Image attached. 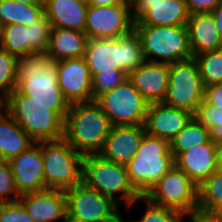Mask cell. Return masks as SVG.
I'll use <instances>...</instances> for the list:
<instances>
[{
	"instance_id": "6da1fadb",
	"label": "cell",
	"mask_w": 222,
	"mask_h": 222,
	"mask_svg": "<svg viewBox=\"0 0 222 222\" xmlns=\"http://www.w3.org/2000/svg\"><path fill=\"white\" fill-rule=\"evenodd\" d=\"M2 102L3 109L33 142L54 141L64 137V120L69 104H41L17 88Z\"/></svg>"
},
{
	"instance_id": "7a4b0ae2",
	"label": "cell",
	"mask_w": 222,
	"mask_h": 222,
	"mask_svg": "<svg viewBox=\"0 0 222 222\" xmlns=\"http://www.w3.org/2000/svg\"><path fill=\"white\" fill-rule=\"evenodd\" d=\"M84 59L92 77L97 73H113V70L129 75L145 62L135 29L117 38L89 39Z\"/></svg>"
},
{
	"instance_id": "3957f363",
	"label": "cell",
	"mask_w": 222,
	"mask_h": 222,
	"mask_svg": "<svg viewBox=\"0 0 222 222\" xmlns=\"http://www.w3.org/2000/svg\"><path fill=\"white\" fill-rule=\"evenodd\" d=\"M111 128L95 101L72 104L64 120L63 138L83 156L98 154Z\"/></svg>"
},
{
	"instance_id": "277c9868",
	"label": "cell",
	"mask_w": 222,
	"mask_h": 222,
	"mask_svg": "<svg viewBox=\"0 0 222 222\" xmlns=\"http://www.w3.org/2000/svg\"><path fill=\"white\" fill-rule=\"evenodd\" d=\"M57 61L45 52L18 59L17 89L41 104H69L58 85Z\"/></svg>"
},
{
	"instance_id": "5b68a950",
	"label": "cell",
	"mask_w": 222,
	"mask_h": 222,
	"mask_svg": "<svg viewBox=\"0 0 222 222\" xmlns=\"http://www.w3.org/2000/svg\"><path fill=\"white\" fill-rule=\"evenodd\" d=\"M174 164L169 141L145 133L126 168L131 185L144 196Z\"/></svg>"
},
{
	"instance_id": "8992f818",
	"label": "cell",
	"mask_w": 222,
	"mask_h": 222,
	"mask_svg": "<svg viewBox=\"0 0 222 222\" xmlns=\"http://www.w3.org/2000/svg\"><path fill=\"white\" fill-rule=\"evenodd\" d=\"M82 182L117 203L115 194L120 193V200L128 207H133L141 197L129 181L126 166L106 160L99 154L84 156Z\"/></svg>"
},
{
	"instance_id": "52a82bcc",
	"label": "cell",
	"mask_w": 222,
	"mask_h": 222,
	"mask_svg": "<svg viewBox=\"0 0 222 222\" xmlns=\"http://www.w3.org/2000/svg\"><path fill=\"white\" fill-rule=\"evenodd\" d=\"M134 29L147 62L170 64L192 57L186 25H134Z\"/></svg>"
},
{
	"instance_id": "ba28073f",
	"label": "cell",
	"mask_w": 222,
	"mask_h": 222,
	"mask_svg": "<svg viewBox=\"0 0 222 222\" xmlns=\"http://www.w3.org/2000/svg\"><path fill=\"white\" fill-rule=\"evenodd\" d=\"M41 154L47 188L66 191L82 182L84 156L64 138L41 142Z\"/></svg>"
},
{
	"instance_id": "9c48e42d",
	"label": "cell",
	"mask_w": 222,
	"mask_h": 222,
	"mask_svg": "<svg viewBox=\"0 0 222 222\" xmlns=\"http://www.w3.org/2000/svg\"><path fill=\"white\" fill-rule=\"evenodd\" d=\"M204 100V86L194 57L169 64V80L163 104L196 114Z\"/></svg>"
},
{
	"instance_id": "30bf717a",
	"label": "cell",
	"mask_w": 222,
	"mask_h": 222,
	"mask_svg": "<svg viewBox=\"0 0 222 222\" xmlns=\"http://www.w3.org/2000/svg\"><path fill=\"white\" fill-rule=\"evenodd\" d=\"M95 102L101 107L112 126L144 125L148 103L128 77Z\"/></svg>"
},
{
	"instance_id": "8fae6325",
	"label": "cell",
	"mask_w": 222,
	"mask_h": 222,
	"mask_svg": "<svg viewBox=\"0 0 222 222\" xmlns=\"http://www.w3.org/2000/svg\"><path fill=\"white\" fill-rule=\"evenodd\" d=\"M144 197L155 205L183 214L198 210V186L175 164Z\"/></svg>"
},
{
	"instance_id": "7c38bea8",
	"label": "cell",
	"mask_w": 222,
	"mask_h": 222,
	"mask_svg": "<svg viewBox=\"0 0 222 222\" xmlns=\"http://www.w3.org/2000/svg\"><path fill=\"white\" fill-rule=\"evenodd\" d=\"M65 194L67 222H113L120 216L119 203L83 182L66 190Z\"/></svg>"
},
{
	"instance_id": "4fadbf2b",
	"label": "cell",
	"mask_w": 222,
	"mask_h": 222,
	"mask_svg": "<svg viewBox=\"0 0 222 222\" xmlns=\"http://www.w3.org/2000/svg\"><path fill=\"white\" fill-rule=\"evenodd\" d=\"M134 23L131 6L127 4L88 5L85 33L89 39L117 38L130 33Z\"/></svg>"
},
{
	"instance_id": "5bb4252c",
	"label": "cell",
	"mask_w": 222,
	"mask_h": 222,
	"mask_svg": "<svg viewBox=\"0 0 222 222\" xmlns=\"http://www.w3.org/2000/svg\"><path fill=\"white\" fill-rule=\"evenodd\" d=\"M131 10L134 25H187L190 16L185 0H138Z\"/></svg>"
},
{
	"instance_id": "9a60e30c",
	"label": "cell",
	"mask_w": 222,
	"mask_h": 222,
	"mask_svg": "<svg viewBox=\"0 0 222 222\" xmlns=\"http://www.w3.org/2000/svg\"><path fill=\"white\" fill-rule=\"evenodd\" d=\"M58 85L69 105L93 101L92 76L84 58L57 61Z\"/></svg>"
},
{
	"instance_id": "2e32d148",
	"label": "cell",
	"mask_w": 222,
	"mask_h": 222,
	"mask_svg": "<svg viewBox=\"0 0 222 222\" xmlns=\"http://www.w3.org/2000/svg\"><path fill=\"white\" fill-rule=\"evenodd\" d=\"M19 195L47 189L43 172L41 142H34L9 161Z\"/></svg>"
},
{
	"instance_id": "e0dca14e",
	"label": "cell",
	"mask_w": 222,
	"mask_h": 222,
	"mask_svg": "<svg viewBox=\"0 0 222 222\" xmlns=\"http://www.w3.org/2000/svg\"><path fill=\"white\" fill-rule=\"evenodd\" d=\"M18 201L34 222H67V198L65 191L45 189L20 195Z\"/></svg>"
},
{
	"instance_id": "ac0fdd59",
	"label": "cell",
	"mask_w": 222,
	"mask_h": 222,
	"mask_svg": "<svg viewBox=\"0 0 222 222\" xmlns=\"http://www.w3.org/2000/svg\"><path fill=\"white\" fill-rule=\"evenodd\" d=\"M194 114L163 103L148 104L145 116V133L170 142L188 123Z\"/></svg>"
},
{
	"instance_id": "d6986e66",
	"label": "cell",
	"mask_w": 222,
	"mask_h": 222,
	"mask_svg": "<svg viewBox=\"0 0 222 222\" xmlns=\"http://www.w3.org/2000/svg\"><path fill=\"white\" fill-rule=\"evenodd\" d=\"M144 125L112 126L101 151L102 158L126 166L139 148Z\"/></svg>"
},
{
	"instance_id": "ffe728a7",
	"label": "cell",
	"mask_w": 222,
	"mask_h": 222,
	"mask_svg": "<svg viewBox=\"0 0 222 222\" xmlns=\"http://www.w3.org/2000/svg\"><path fill=\"white\" fill-rule=\"evenodd\" d=\"M128 79L148 104L162 103L167 93L169 64L145 61Z\"/></svg>"
},
{
	"instance_id": "44dd1931",
	"label": "cell",
	"mask_w": 222,
	"mask_h": 222,
	"mask_svg": "<svg viewBox=\"0 0 222 222\" xmlns=\"http://www.w3.org/2000/svg\"><path fill=\"white\" fill-rule=\"evenodd\" d=\"M218 152L219 147L209 141L181 152L174 163L198 186L215 172Z\"/></svg>"
},
{
	"instance_id": "7402d4cb",
	"label": "cell",
	"mask_w": 222,
	"mask_h": 222,
	"mask_svg": "<svg viewBox=\"0 0 222 222\" xmlns=\"http://www.w3.org/2000/svg\"><path fill=\"white\" fill-rule=\"evenodd\" d=\"M186 26L192 57L222 48V41L212 13L190 14Z\"/></svg>"
},
{
	"instance_id": "603a6c76",
	"label": "cell",
	"mask_w": 222,
	"mask_h": 222,
	"mask_svg": "<svg viewBox=\"0 0 222 222\" xmlns=\"http://www.w3.org/2000/svg\"><path fill=\"white\" fill-rule=\"evenodd\" d=\"M52 27L85 32L88 5L79 0H43Z\"/></svg>"
},
{
	"instance_id": "cb8c5ba5",
	"label": "cell",
	"mask_w": 222,
	"mask_h": 222,
	"mask_svg": "<svg viewBox=\"0 0 222 222\" xmlns=\"http://www.w3.org/2000/svg\"><path fill=\"white\" fill-rule=\"evenodd\" d=\"M88 40L85 32L52 27L46 53L55 61L84 58Z\"/></svg>"
},
{
	"instance_id": "d4e9b609",
	"label": "cell",
	"mask_w": 222,
	"mask_h": 222,
	"mask_svg": "<svg viewBox=\"0 0 222 222\" xmlns=\"http://www.w3.org/2000/svg\"><path fill=\"white\" fill-rule=\"evenodd\" d=\"M33 143L17 122L2 108L0 110V160L9 161Z\"/></svg>"
},
{
	"instance_id": "484cf974",
	"label": "cell",
	"mask_w": 222,
	"mask_h": 222,
	"mask_svg": "<svg viewBox=\"0 0 222 222\" xmlns=\"http://www.w3.org/2000/svg\"><path fill=\"white\" fill-rule=\"evenodd\" d=\"M44 14V4H22L13 0H0V23L5 25L23 24L37 21Z\"/></svg>"
},
{
	"instance_id": "4316f807",
	"label": "cell",
	"mask_w": 222,
	"mask_h": 222,
	"mask_svg": "<svg viewBox=\"0 0 222 222\" xmlns=\"http://www.w3.org/2000/svg\"><path fill=\"white\" fill-rule=\"evenodd\" d=\"M209 130L196 118H193L170 142V152L175 159L181 152L208 143Z\"/></svg>"
},
{
	"instance_id": "83f0119b",
	"label": "cell",
	"mask_w": 222,
	"mask_h": 222,
	"mask_svg": "<svg viewBox=\"0 0 222 222\" xmlns=\"http://www.w3.org/2000/svg\"><path fill=\"white\" fill-rule=\"evenodd\" d=\"M222 209V176L212 173L198 185V210L217 213Z\"/></svg>"
},
{
	"instance_id": "f1b7e54d",
	"label": "cell",
	"mask_w": 222,
	"mask_h": 222,
	"mask_svg": "<svg viewBox=\"0 0 222 222\" xmlns=\"http://www.w3.org/2000/svg\"><path fill=\"white\" fill-rule=\"evenodd\" d=\"M203 86L222 84V48L195 55Z\"/></svg>"
},
{
	"instance_id": "f546056e",
	"label": "cell",
	"mask_w": 222,
	"mask_h": 222,
	"mask_svg": "<svg viewBox=\"0 0 222 222\" xmlns=\"http://www.w3.org/2000/svg\"><path fill=\"white\" fill-rule=\"evenodd\" d=\"M194 118L209 130L210 141L220 147L222 145V105L214 107L203 100Z\"/></svg>"
},
{
	"instance_id": "4dcf8cb0",
	"label": "cell",
	"mask_w": 222,
	"mask_h": 222,
	"mask_svg": "<svg viewBox=\"0 0 222 222\" xmlns=\"http://www.w3.org/2000/svg\"><path fill=\"white\" fill-rule=\"evenodd\" d=\"M3 50L18 58L29 54L28 27L23 24L3 26Z\"/></svg>"
},
{
	"instance_id": "1f68e13d",
	"label": "cell",
	"mask_w": 222,
	"mask_h": 222,
	"mask_svg": "<svg viewBox=\"0 0 222 222\" xmlns=\"http://www.w3.org/2000/svg\"><path fill=\"white\" fill-rule=\"evenodd\" d=\"M18 57L8 51H0V100H4L17 88Z\"/></svg>"
},
{
	"instance_id": "d6a6232c",
	"label": "cell",
	"mask_w": 222,
	"mask_h": 222,
	"mask_svg": "<svg viewBox=\"0 0 222 222\" xmlns=\"http://www.w3.org/2000/svg\"><path fill=\"white\" fill-rule=\"evenodd\" d=\"M27 27L29 35V53H45L49 45L52 30V24L48 17L43 14L37 21L31 23Z\"/></svg>"
},
{
	"instance_id": "836d02e7",
	"label": "cell",
	"mask_w": 222,
	"mask_h": 222,
	"mask_svg": "<svg viewBox=\"0 0 222 222\" xmlns=\"http://www.w3.org/2000/svg\"><path fill=\"white\" fill-rule=\"evenodd\" d=\"M139 201L146 205V211L142 218L133 222H184L183 213L172 208L158 206L150 202L144 196Z\"/></svg>"
},
{
	"instance_id": "e575fe53",
	"label": "cell",
	"mask_w": 222,
	"mask_h": 222,
	"mask_svg": "<svg viewBox=\"0 0 222 222\" xmlns=\"http://www.w3.org/2000/svg\"><path fill=\"white\" fill-rule=\"evenodd\" d=\"M128 75L122 70H113V73H97L92 77L93 101L100 95L111 91L121 84Z\"/></svg>"
},
{
	"instance_id": "d590c367",
	"label": "cell",
	"mask_w": 222,
	"mask_h": 222,
	"mask_svg": "<svg viewBox=\"0 0 222 222\" xmlns=\"http://www.w3.org/2000/svg\"><path fill=\"white\" fill-rule=\"evenodd\" d=\"M20 195L7 160H0V203L18 201Z\"/></svg>"
},
{
	"instance_id": "8d00e7d4",
	"label": "cell",
	"mask_w": 222,
	"mask_h": 222,
	"mask_svg": "<svg viewBox=\"0 0 222 222\" xmlns=\"http://www.w3.org/2000/svg\"><path fill=\"white\" fill-rule=\"evenodd\" d=\"M0 222H34L19 201L0 203Z\"/></svg>"
},
{
	"instance_id": "74e56055",
	"label": "cell",
	"mask_w": 222,
	"mask_h": 222,
	"mask_svg": "<svg viewBox=\"0 0 222 222\" xmlns=\"http://www.w3.org/2000/svg\"><path fill=\"white\" fill-rule=\"evenodd\" d=\"M222 0H185L190 14L211 13Z\"/></svg>"
},
{
	"instance_id": "f35d334b",
	"label": "cell",
	"mask_w": 222,
	"mask_h": 222,
	"mask_svg": "<svg viewBox=\"0 0 222 222\" xmlns=\"http://www.w3.org/2000/svg\"><path fill=\"white\" fill-rule=\"evenodd\" d=\"M204 101L214 107L222 105V84L204 87Z\"/></svg>"
},
{
	"instance_id": "ab89813d",
	"label": "cell",
	"mask_w": 222,
	"mask_h": 222,
	"mask_svg": "<svg viewBox=\"0 0 222 222\" xmlns=\"http://www.w3.org/2000/svg\"><path fill=\"white\" fill-rule=\"evenodd\" d=\"M187 216L190 222H221L217 213H208L200 210L191 211L183 214V218Z\"/></svg>"
},
{
	"instance_id": "60d3db41",
	"label": "cell",
	"mask_w": 222,
	"mask_h": 222,
	"mask_svg": "<svg viewBox=\"0 0 222 222\" xmlns=\"http://www.w3.org/2000/svg\"><path fill=\"white\" fill-rule=\"evenodd\" d=\"M211 13L215 18L216 28L222 41V2Z\"/></svg>"
},
{
	"instance_id": "b9f144b4",
	"label": "cell",
	"mask_w": 222,
	"mask_h": 222,
	"mask_svg": "<svg viewBox=\"0 0 222 222\" xmlns=\"http://www.w3.org/2000/svg\"><path fill=\"white\" fill-rule=\"evenodd\" d=\"M116 4H125L124 0H90L91 6H109Z\"/></svg>"
},
{
	"instance_id": "7bdbcfd3",
	"label": "cell",
	"mask_w": 222,
	"mask_h": 222,
	"mask_svg": "<svg viewBox=\"0 0 222 222\" xmlns=\"http://www.w3.org/2000/svg\"><path fill=\"white\" fill-rule=\"evenodd\" d=\"M215 173L222 176V153L219 151L216 158Z\"/></svg>"
},
{
	"instance_id": "ee69618b",
	"label": "cell",
	"mask_w": 222,
	"mask_h": 222,
	"mask_svg": "<svg viewBox=\"0 0 222 222\" xmlns=\"http://www.w3.org/2000/svg\"><path fill=\"white\" fill-rule=\"evenodd\" d=\"M22 4H29V5H35V4H44L43 0H13Z\"/></svg>"
},
{
	"instance_id": "f6af8a7d",
	"label": "cell",
	"mask_w": 222,
	"mask_h": 222,
	"mask_svg": "<svg viewBox=\"0 0 222 222\" xmlns=\"http://www.w3.org/2000/svg\"><path fill=\"white\" fill-rule=\"evenodd\" d=\"M3 50V25L0 23V51Z\"/></svg>"
},
{
	"instance_id": "bcb514c9",
	"label": "cell",
	"mask_w": 222,
	"mask_h": 222,
	"mask_svg": "<svg viewBox=\"0 0 222 222\" xmlns=\"http://www.w3.org/2000/svg\"><path fill=\"white\" fill-rule=\"evenodd\" d=\"M136 1L138 0H124V3L132 7Z\"/></svg>"
},
{
	"instance_id": "7dc6e473",
	"label": "cell",
	"mask_w": 222,
	"mask_h": 222,
	"mask_svg": "<svg viewBox=\"0 0 222 222\" xmlns=\"http://www.w3.org/2000/svg\"><path fill=\"white\" fill-rule=\"evenodd\" d=\"M217 214L219 215V218H220V220H221V222H222V209H220V210L217 212Z\"/></svg>"
},
{
	"instance_id": "c3c4849f",
	"label": "cell",
	"mask_w": 222,
	"mask_h": 222,
	"mask_svg": "<svg viewBox=\"0 0 222 222\" xmlns=\"http://www.w3.org/2000/svg\"><path fill=\"white\" fill-rule=\"evenodd\" d=\"M113 222H125V221H123V219L119 216L115 221H113ZM131 222V221H130ZM133 222V221H132Z\"/></svg>"
},
{
	"instance_id": "681fc988",
	"label": "cell",
	"mask_w": 222,
	"mask_h": 222,
	"mask_svg": "<svg viewBox=\"0 0 222 222\" xmlns=\"http://www.w3.org/2000/svg\"><path fill=\"white\" fill-rule=\"evenodd\" d=\"M79 1H81V2H83V3H85V4H87V5L90 4V0H79Z\"/></svg>"
},
{
	"instance_id": "f907efd6",
	"label": "cell",
	"mask_w": 222,
	"mask_h": 222,
	"mask_svg": "<svg viewBox=\"0 0 222 222\" xmlns=\"http://www.w3.org/2000/svg\"><path fill=\"white\" fill-rule=\"evenodd\" d=\"M3 108V102L0 100V110Z\"/></svg>"
},
{
	"instance_id": "816d5d0a",
	"label": "cell",
	"mask_w": 222,
	"mask_h": 222,
	"mask_svg": "<svg viewBox=\"0 0 222 222\" xmlns=\"http://www.w3.org/2000/svg\"><path fill=\"white\" fill-rule=\"evenodd\" d=\"M219 151L222 153V145L219 147Z\"/></svg>"
}]
</instances>
